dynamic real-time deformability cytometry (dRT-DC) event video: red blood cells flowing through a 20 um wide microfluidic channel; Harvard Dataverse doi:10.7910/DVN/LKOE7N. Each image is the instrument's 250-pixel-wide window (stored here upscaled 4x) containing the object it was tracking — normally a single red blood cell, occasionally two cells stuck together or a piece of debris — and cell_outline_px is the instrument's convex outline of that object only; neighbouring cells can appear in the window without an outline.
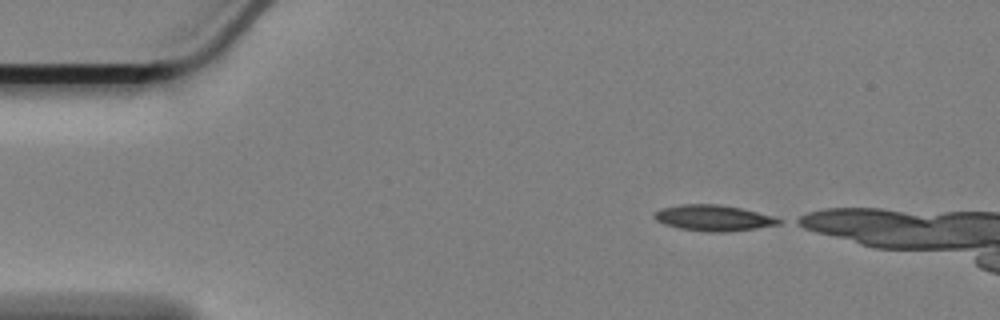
{"species": "Egyptian fruit bat (a non-hibernating species)", "species_latin": "Rousettus aegyptiacus", "temperature_condition": "cold", "stored_images_in_passage": 40, "camera_frame_rate_fps": 3000, "um_per_image_px": 0.085, "animal": {"sex": "female"}, "frame": {"image": 1, "passage_image": 1, "time_ms": 0.0, "image_size_px": [1000, 320], "cell_outline_px": [[780, 224], [756, 228], [724, 232], [708, 232], [680, 228], [664, 224], [656, 220], [652, 216], [652, 212], [660, 208], [680, 204], [720, 204], [740, 208], [772, 216], [780, 220]], "centroid_in_image_um": [60.56, 18.52], "position_along_channel_um": 24.4, "area_um2": 18.73}}
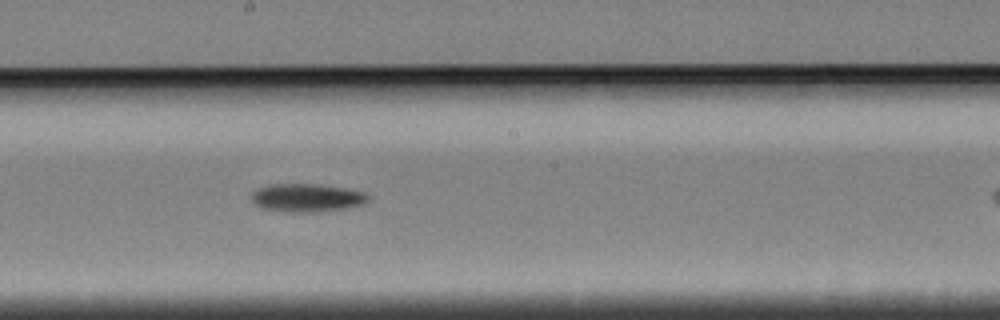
{"frame": {"image": 2, "passage_image": 24, "time_ms": 7.667, "image_size_px": [1000, 320], "cell_outline_px": [[372, 196], [364, 204], [348, 208], [312, 212], [288, 212], [260, 208], [252, 200], [252, 192], [268, 184], [312, 184], [344, 188], [364, 192]], "centroid_in_image_um": [26.1, 16.81], "position_along_channel_um": 222.1, "area_um2": 19.13}}
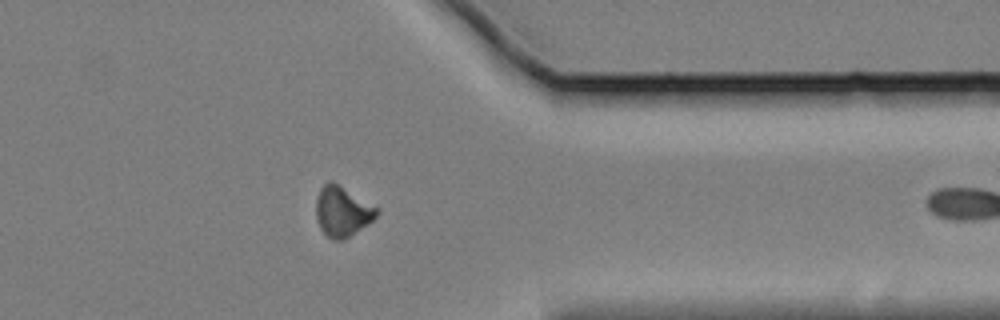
{"frame": {"image": 3, "passage_image": 39, "time_ms": 12.667, "image_size_px": [1000, 320], "cell_outline_px": [[380, 208], [376, 216], [368, 224], [344, 240], [332, 240], [320, 228], [316, 220], [316, 200], [320, 188], [324, 184], [332, 180]], "centroid_in_image_um": [29.1, 17.96], "position_along_channel_um": 382.3, "area_um2": 17.86}}